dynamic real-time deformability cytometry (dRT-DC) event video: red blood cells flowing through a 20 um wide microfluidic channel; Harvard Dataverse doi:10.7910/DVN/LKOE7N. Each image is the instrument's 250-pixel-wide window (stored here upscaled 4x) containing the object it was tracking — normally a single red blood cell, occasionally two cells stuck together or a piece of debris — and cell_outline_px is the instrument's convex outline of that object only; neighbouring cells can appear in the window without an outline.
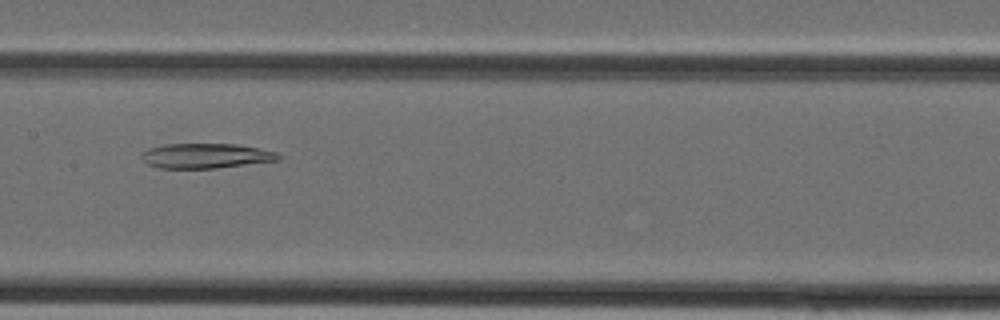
{"species": "Egyptian fruit bat (a non-hibernating species)", "species_latin": "Rousettus aegyptiacus", "temperature_condition": "cold", "stored_images_in_passage": 38, "camera_frame_rate_fps": 3000, "um_per_image_px": 0.085, "animal": {"sex": "female"}, "frame": {"image": 1, "passage_image": 19, "time_ms": 6.0, "image_size_px": [1000, 320], "cell_outline_px": [[280, 160], [216, 168], [160, 168], [148, 164], [140, 156], [140, 152], [148, 148], [164, 144], [236, 144], [276, 152], [280, 156]], "centroid_in_image_um": [17.45, 13.24], "position_along_channel_um": 190.0, "area_um2": 19.77}}
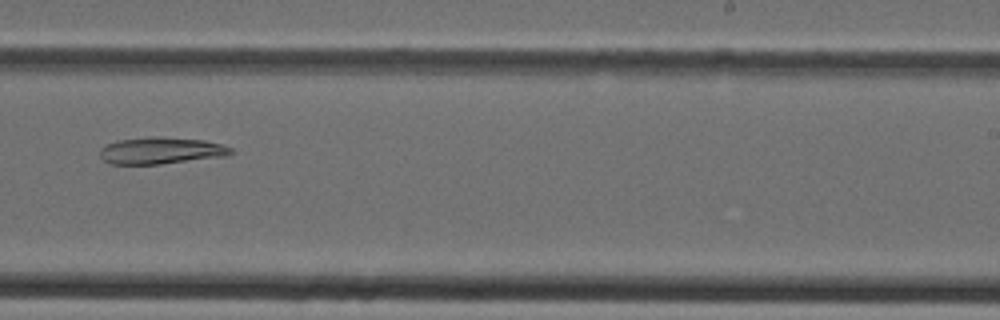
{"frame": {"image": 2, "passage_image": 24, "time_ms": 7.667, "image_size_px": [1000, 320], "cell_outline_px": [[232, 152], [224, 156], [160, 164], [112, 164], [104, 160], [100, 156], [100, 148], [116, 140], [156, 136], [204, 140], [220, 144], [232, 148]], "centroid_in_image_um": [13.65, 12.8], "position_along_channel_um": 275.4, "area_um2": 20.23}}
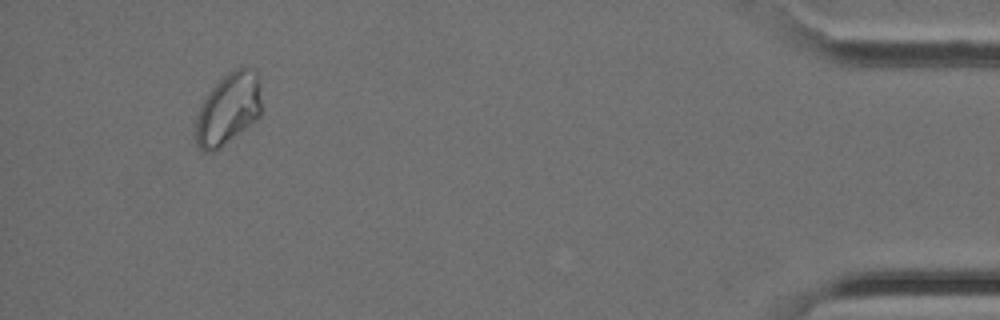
{"frame": {"image": 3, "passage_image": 36, "time_ms": 11.667, "image_size_px": [1000, 320], "cell_outline_px": [[260, 116], [256, 120], [220, 148], [212, 152], [204, 152], [196, 144], [196, 116], [204, 100], [212, 88], [232, 68], [244, 64], [252, 68], [256, 72], [260, 80]], "centroid_in_image_um": [19.43, 9.22], "position_along_channel_um": 415.8, "area_um2": 27.57}}